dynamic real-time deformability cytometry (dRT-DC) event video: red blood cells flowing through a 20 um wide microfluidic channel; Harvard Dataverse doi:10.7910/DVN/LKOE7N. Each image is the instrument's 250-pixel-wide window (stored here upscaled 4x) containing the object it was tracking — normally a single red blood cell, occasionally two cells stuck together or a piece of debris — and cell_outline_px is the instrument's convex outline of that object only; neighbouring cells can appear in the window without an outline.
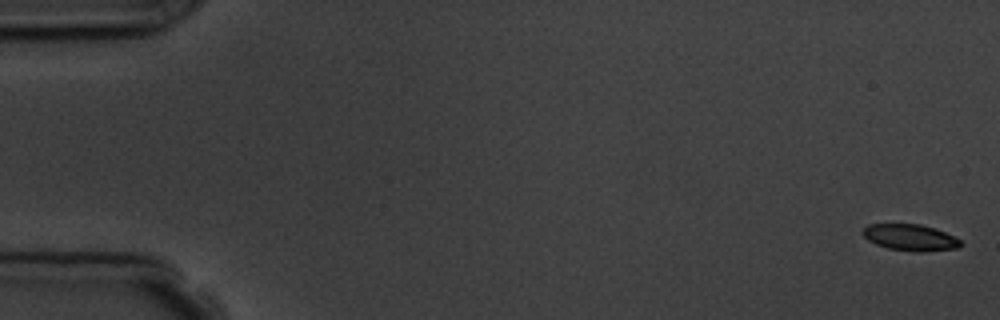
{"species": "common noctule bat (a hibernating species)", "species_latin": "Nyctalus noctula", "temperature_condition": "room temperature", "stored_images_in_passage": 8, "camera_frame_rate_fps": 3000, "um_per_image_px": 0.085, "animal": {"sex": "male", "body_mass_g": 19.5, "forearm_length_mm": 54.6}, "frame": {"image": 1, "passage_image": 1, "time_ms": 0.0, "image_size_px": [1000, 320], "cell_outline_px": [[960, 244], [956, 248], [920, 252], [916, 252], [888, 248], [876, 244], [868, 240], [860, 232], [868, 224], [920, 224], [944, 232], [960, 240]], "centroid_in_image_um": [77.31, 20.18], "position_along_channel_um": 7.7, "area_um2": 14.8}}